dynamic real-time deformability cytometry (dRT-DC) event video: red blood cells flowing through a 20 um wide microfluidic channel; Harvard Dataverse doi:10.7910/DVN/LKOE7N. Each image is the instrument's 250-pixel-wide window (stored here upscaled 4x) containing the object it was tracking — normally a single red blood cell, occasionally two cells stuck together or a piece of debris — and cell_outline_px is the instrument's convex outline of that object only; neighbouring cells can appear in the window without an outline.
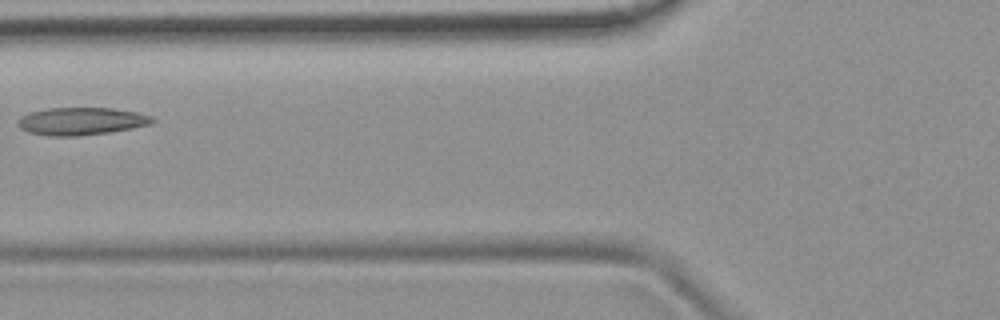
{"species": "common noctule bat (a hibernating species)", "species_latin": "Nyctalus noctula", "temperature_condition": "room temperature", "stored_images_in_passage": 4, "camera_frame_rate_fps": 3000, "um_per_image_px": 0.085, "animal": {"sex": "female", "body_mass_g": 19.9}, "frame": {"image": 1, "passage_image": 4, "time_ms": 3.667, "image_size_px": [1000, 320], "cell_outline_px": [[156, 120], [152, 124], [132, 128], [108, 132], [80, 136], [52, 136], [28, 132], [20, 128], [16, 124], [16, 120], [20, 116], [28, 112], [48, 108], [112, 108], [136, 112], [152, 116]], "centroid_in_image_um": [6.87, 10.3], "position_along_channel_um": 118.9, "area_um2": 21.79}}